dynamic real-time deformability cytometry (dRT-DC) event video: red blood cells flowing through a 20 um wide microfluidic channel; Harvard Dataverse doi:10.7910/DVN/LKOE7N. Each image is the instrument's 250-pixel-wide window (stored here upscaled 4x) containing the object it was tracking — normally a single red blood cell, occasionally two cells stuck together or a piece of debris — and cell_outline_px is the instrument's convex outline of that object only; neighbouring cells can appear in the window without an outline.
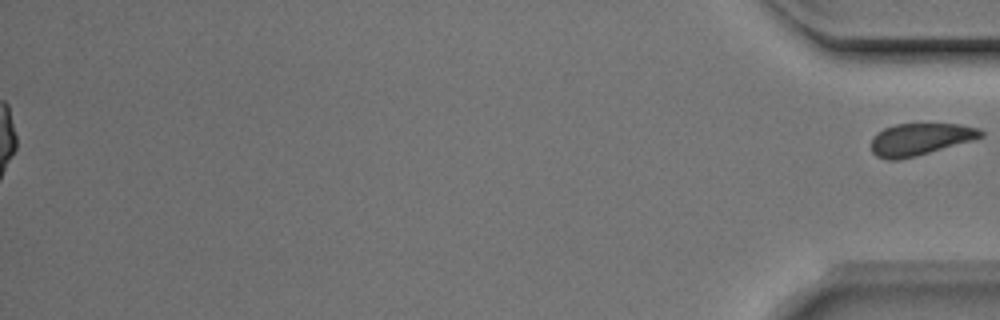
{"species": "Egyptian fruit bat (a non-hibernating species)", "species_latin": "Rousettus aegyptiacus", "temperature_condition": "room temperature", "stored_images_in_passage": 52, "segment_of_instrument_passage": [2, 2], "camera_frame_rate_fps": 3000, "um_per_image_px": 0.085, "animal": {"sex": "male"}, "frame": {"image": 1, "passage_image": 52, "time_ms": 17.0, "image_size_px": [1000, 320], "cell_outline_px": [[984, 136], [972, 140], [916, 156], [896, 160], [888, 160], [876, 156], [872, 152], [872, 136], [876, 132], [884, 128], [896, 124], [960, 124], [980, 128], [984, 132]], "centroid_in_image_um": [78.2, 11.83], "position_along_channel_um": 357.0, "area_um2": 20.46}}